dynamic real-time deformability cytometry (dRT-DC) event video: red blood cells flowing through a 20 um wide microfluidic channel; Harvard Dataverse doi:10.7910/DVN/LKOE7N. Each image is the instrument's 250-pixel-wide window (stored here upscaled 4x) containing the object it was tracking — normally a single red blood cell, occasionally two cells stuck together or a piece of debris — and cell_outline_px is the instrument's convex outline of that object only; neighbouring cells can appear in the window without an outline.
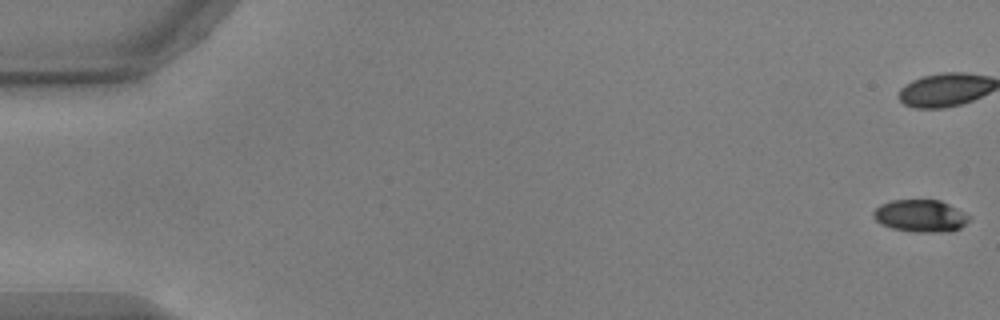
{"species": "common noctule bat (a hibernating species)", "species_latin": "Nyctalus noctula", "temperature_condition": "warm", "stored_images_in_passage": 5, "camera_frame_rate_fps": 3000, "um_per_image_px": 0.085, "animal": {"sex": "male", "body_mass_g": 17.9, "forearm_length_mm": 54.2}, "frame": {"image": 1, "passage_image": 1, "time_ms": 0.0, "image_size_px": [1000, 320], "cell_outline_px": [[972, 216], [960, 228], [952, 232], [916, 232], [892, 228], [880, 224], [872, 216], [872, 212], [880, 204], [892, 200], [940, 200]], "centroid_in_image_um": [78.23, 18.35], "position_along_channel_um": 6.8, "area_um2": 18.09}}